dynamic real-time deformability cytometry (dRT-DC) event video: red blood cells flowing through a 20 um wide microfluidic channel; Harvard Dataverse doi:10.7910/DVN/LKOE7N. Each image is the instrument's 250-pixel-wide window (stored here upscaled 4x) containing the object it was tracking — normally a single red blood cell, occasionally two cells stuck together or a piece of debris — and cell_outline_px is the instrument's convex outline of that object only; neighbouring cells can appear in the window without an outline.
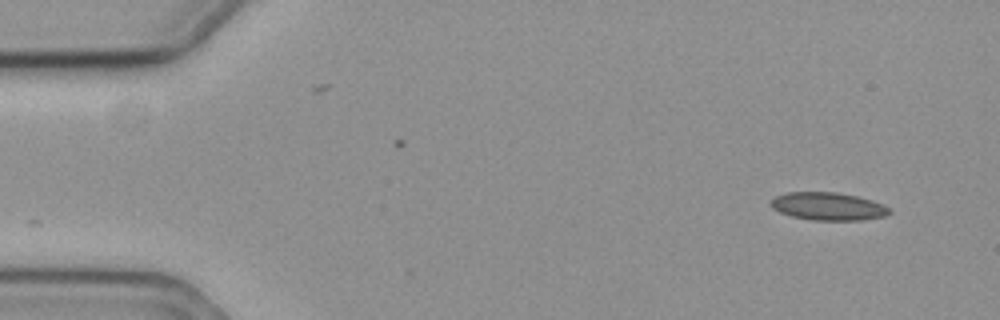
{"species": "common noctule bat (a hibernating species)", "species_latin": "Nyctalus noctula", "temperature_condition": "cold", "stored_images_in_passage": 55, "camera_frame_rate_fps": 3000, "um_per_image_px": 0.085, "animal": {"sex": "female", "body_mass_g": 19.3, "forearm_length_mm": 54.1}, "frame": {"image": 1, "passage_image": 1, "time_ms": 0.0, "image_size_px": [1000, 320], "cell_outline_px": [[892, 212], [884, 216], [860, 220], [812, 220], [792, 216], [780, 212], [772, 208], [772, 200], [776, 196], [788, 192], [836, 192], [856, 196], [872, 200], [884, 204]], "centroid_in_image_um": [70.41, 17.54], "position_along_channel_um": 14.6, "area_um2": 19.07}}
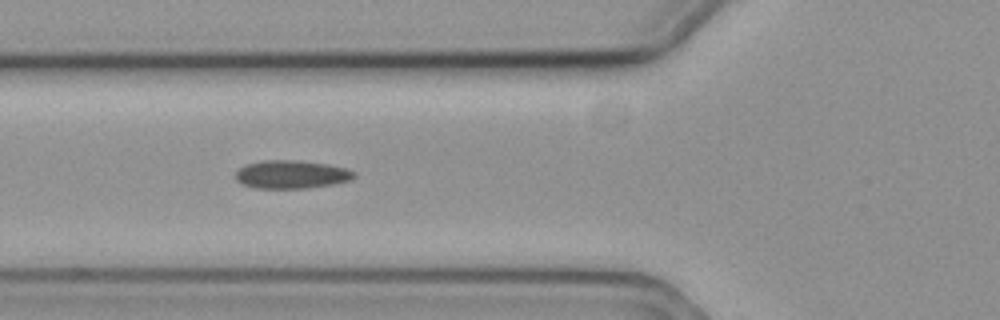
{"frame": {"image": 2, "passage_image": 18, "time_ms": 5.667, "image_size_px": [1000, 320], "cell_outline_px": [[356, 176], [348, 180], [332, 184], [308, 188], [256, 188], [240, 184], [236, 180], [236, 172], [244, 164], [260, 160], [296, 160], [328, 164], [348, 168], [356, 172]], "centroid_in_image_um": [24.75, 14.82], "position_along_channel_um": 101.0, "area_um2": 19.65}}
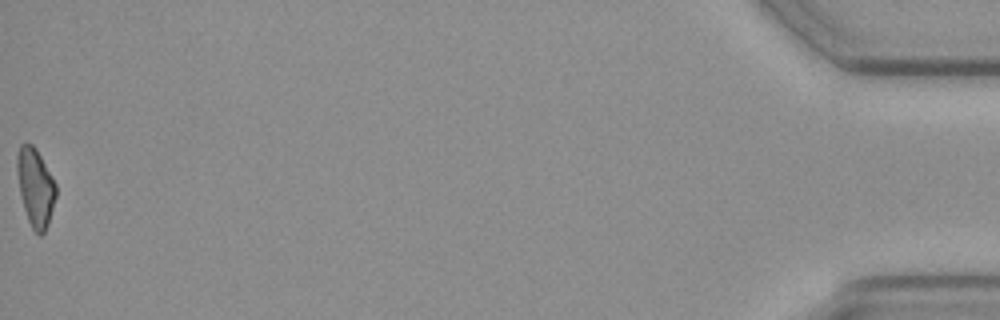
{"frame": {"image": 3, "passage_image": 55, "time_ms": 18.0, "image_size_px": [1000, 320], "cell_outline_px": [[56, 196], [48, 224], [44, 232], [40, 236], [32, 228], [28, 220], [24, 208], [20, 192], [16, 168], [16, 156], [20, 144], [24, 140], [32, 144], [36, 148], [52, 176], [56, 184]], "centroid_in_image_um": [3.0, 15.87], "position_along_channel_um": 432.2, "area_um2": 17.74}}